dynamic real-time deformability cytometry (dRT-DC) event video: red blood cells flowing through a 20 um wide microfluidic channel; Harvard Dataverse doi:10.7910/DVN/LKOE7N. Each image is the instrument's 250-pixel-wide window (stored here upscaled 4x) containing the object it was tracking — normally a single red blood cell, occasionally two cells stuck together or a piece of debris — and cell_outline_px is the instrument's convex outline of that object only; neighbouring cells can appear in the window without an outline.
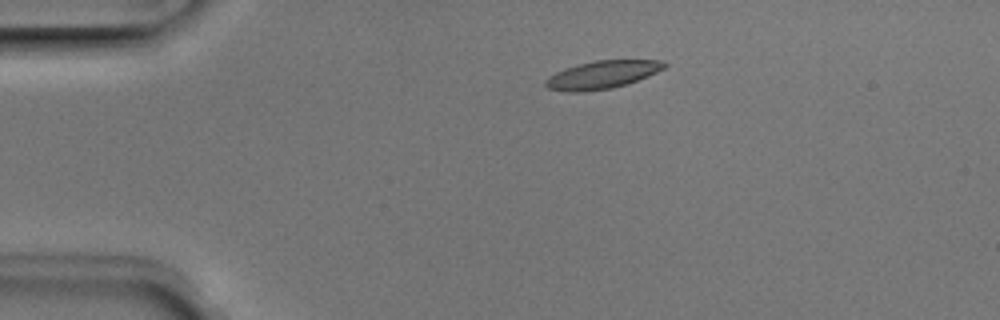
{"species": "Egyptian fruit bat (a non-hibernating species)", "species_latin": "Rousettus aegyptiacus", "temperature_condition": "room temperature", "stored_images_in_passage": 4, "camera_frame_rate_fps": 3000, "um_per_image_px": 0.085, "animal": {"sex": "male"}, "frame": {"image": 1, "passage_image": 3, "time_ms": 0.667, "image_size_px": [1000, 320], "cell_outline_px": [[668, 64], [664, 68], [648, 76], [628, 84], [612, 88], [580, 92], [564, 92], [548, 88], [544, 84], [544, 80], [548, 76], [564, 68], [596, 60], [664, 60]], "centroid_in_image_um": [51.17, 6.36], "position_along_channel_um": 33.8, "area_um2": 19.42}}